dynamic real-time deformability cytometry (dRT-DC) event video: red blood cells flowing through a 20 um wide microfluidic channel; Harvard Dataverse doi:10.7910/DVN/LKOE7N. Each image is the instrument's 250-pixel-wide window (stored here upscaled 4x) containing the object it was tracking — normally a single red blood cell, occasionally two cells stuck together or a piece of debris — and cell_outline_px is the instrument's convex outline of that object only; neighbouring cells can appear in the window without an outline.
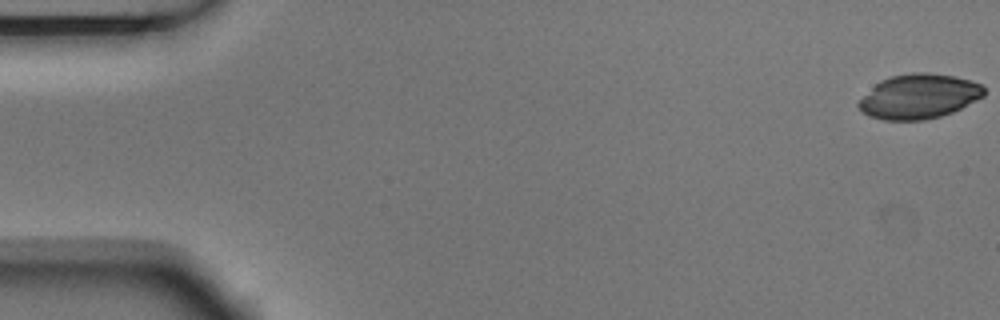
{"species": "Egyptian fruit bat (a non-hibernating species)", "species_latin": "Rousettus aegyptiacus", "temperature_condition": "room temperature", "stored_images_in_passage": 5, "camera_frame_rate_fps": 3000, "um_per_image_px": 0.085, "animal": {"sex": "male"}, "frame": {"image": 1, "passage_image": 1, "time_ms": 0.0, "image_size_px": [1000, 320], "cell_outline_px": [[984, 96], [952, 112], [940, 116], [924, 120], [884, 120], [868, 116], [856, 104], [880, 80], [892, 76], [912, 72], [928, 72], [956, 76], [980, 84], [984, 88]], "centroid_in_image_um": [78.11, 8.19], "position_along_channel_um": 6.9, "area_um2": 32.37}}